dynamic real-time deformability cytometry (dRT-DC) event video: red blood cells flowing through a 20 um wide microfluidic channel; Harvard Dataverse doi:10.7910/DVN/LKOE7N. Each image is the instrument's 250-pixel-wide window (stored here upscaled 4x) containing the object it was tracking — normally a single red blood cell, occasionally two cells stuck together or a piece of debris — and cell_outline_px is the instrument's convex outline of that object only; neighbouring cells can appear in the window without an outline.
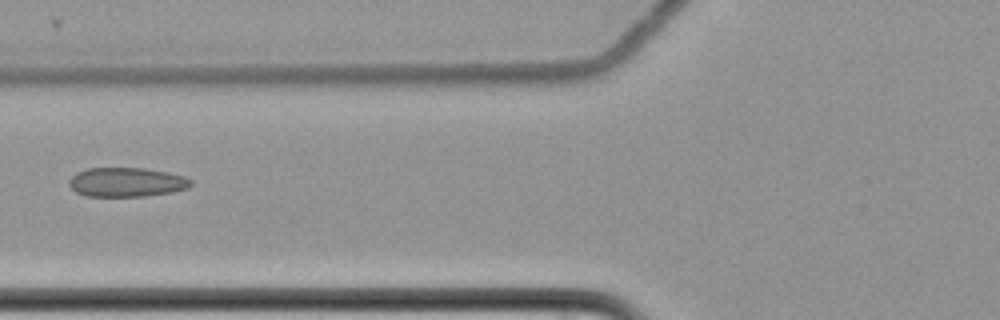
{"species": "common noctule bat (a hibernating species)", "species_latin": "Nyctalus noctula", "temperature_condition": "cold", "stored_images_in_passage": 6, "camera_frame_rate_fps": 3000, "um_per_image_px": 0.085, "animal": {"sex": "female", "body_mass_g": 22.7, "forearm_length_mm": 54.2}, "frame": {"image": 1, "passage_image": 6, "time_ms": 1.667, "image_size_px": [1000, 320], "cell_outline_px": [[192, 184], [188, 188], [172, 192], [144, 196], [84, 196], [76, 192], [68, 184], [68, 180], [76, 172], [88, 168], [144, 168], [184, 176], [192, 180]], "centroid_in_image_um": [10.73, 15.49], "position_along_channel_um": 115.1, "area_um2": 20.75}}